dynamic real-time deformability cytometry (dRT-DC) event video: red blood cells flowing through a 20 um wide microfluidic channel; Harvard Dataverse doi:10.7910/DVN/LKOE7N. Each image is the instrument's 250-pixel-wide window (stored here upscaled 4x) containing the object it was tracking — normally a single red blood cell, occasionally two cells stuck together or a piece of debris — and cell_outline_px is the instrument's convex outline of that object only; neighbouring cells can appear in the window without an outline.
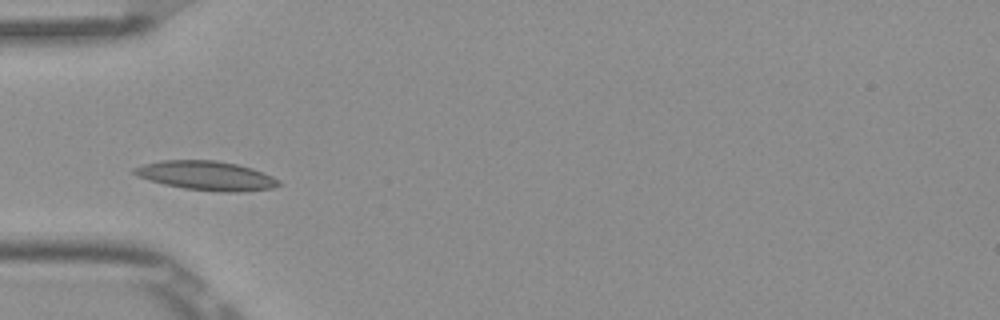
{"species": "Egyptian fruit bat (a non-hibernating species)", "species_latin": "Rousettus aegyptiacus", "temperature_condition": "room temperature", "stored_images_in_passage": 8, "camera_frame_rate_fps": 3000, "um_per_image_px": 0.085, "frame": {"image": 1, "passage_image": 2, "time_ms": 0.333, "image_size_px": [1000, 320], "cell_outline_px": [[280, 184], [272, 188], [236, 192], [220, 192], [184, 188], [164, 184], [136, 176], [132, 172], [132, 168], [144, 164], [160, 160], [216, 160], [236, 164], [252, 168], [264, 172], [280, 180]], "centroid_in_image_um": [17.53, 14.92], "position_along_channel_um": 67.5, "area_um2": 24.57}}
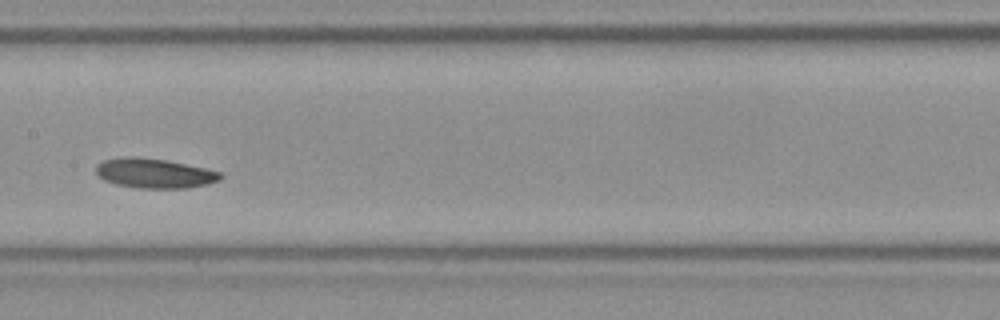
{"frame": {"image": 2, "passage_image": 5, "time_ms": 1.333, "image_size_px": [1000, 320], "cell_outline_px": [[224, 176], [220, 180], [208, 184], [188, 188], [136, 188], [116, 184], [104, 180], [96, 176], [96, 164], [104, 160], [124, 156], [136, 156], [168, 160], [204, 168], [220, 172]], "centroid_in_image_um": [13.1, 14.72], "position_along_channel_um": 194.3, "area_um2": 21.79}}
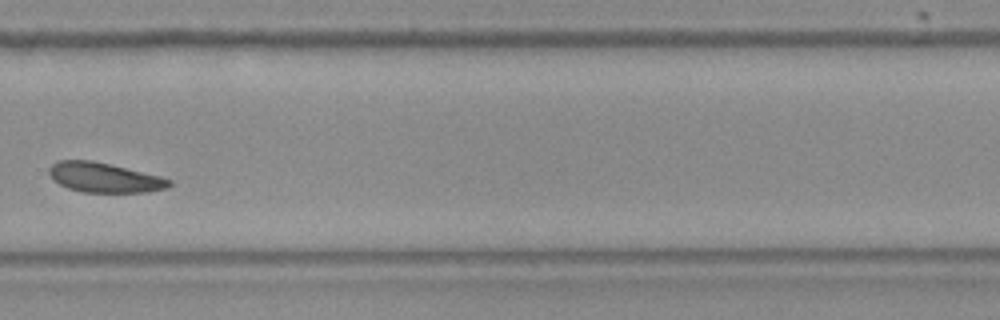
{"frame": {"image": 3, "passage_image": 8, "time_ms": 2.333, "image_size_px": [1000, 320], "cell_outline_px": [[172, 184], [168, 188], [144, 192], [84, 192], [68, 188], [60, 184], [48, 172], [48, 168], [52, 164], [60, 160], [92, 160], [160, 176], [172, 180]], "centroid_in_image_um": [8.89, 15.09], "position_along_channel_um": 320.9, "area_um2": 20.58}}